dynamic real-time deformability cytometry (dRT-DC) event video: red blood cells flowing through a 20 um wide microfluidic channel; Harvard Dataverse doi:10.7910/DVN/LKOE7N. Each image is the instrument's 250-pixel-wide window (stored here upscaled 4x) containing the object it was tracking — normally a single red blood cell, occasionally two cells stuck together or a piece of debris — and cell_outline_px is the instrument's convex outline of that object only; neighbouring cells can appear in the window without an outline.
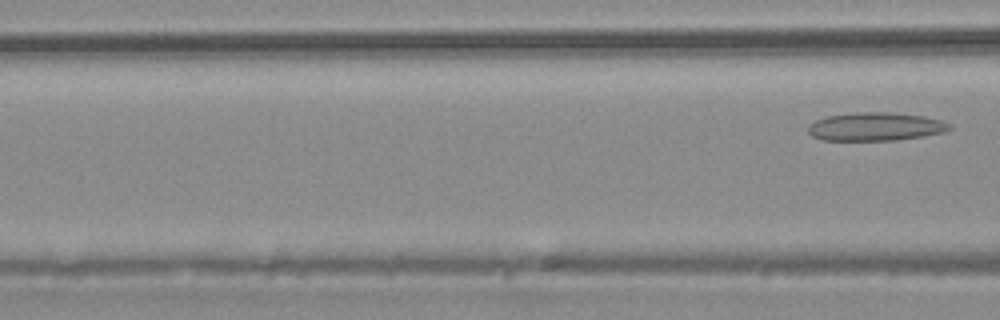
{"species": "common noctule bat (a hibernating species)", "species_latin": "Nyctalus noctula", "temperature_condition": "warm", "stored_images_in_passage": 6, "segment_of_instrument_passage": [2, 2], "camera_frame_rate_fps": 3000, "um_per_image_px": 0.085, "animal": {"sex": "male", "body_mass_g": 20.4}, "frame": {"image": 1, "passage_image": 6, "time_ms": 1.667, "image_size_px": [1000, 320], "cell_outline_px": [[952, 128], [944, 132], [924, 136], [896, 140], [824, 140], [812, 136], [808, 132], [808, 128], [816, 120], [828, 116], [852, 112], [888, 112], [924, 116], [940, 120], [952, 124]], "centroid_in_image_um": [74.45, 10.76], "position_along_channel_um": 92.1, "area_um2": 23.29}}